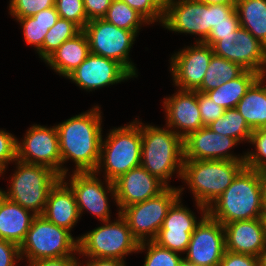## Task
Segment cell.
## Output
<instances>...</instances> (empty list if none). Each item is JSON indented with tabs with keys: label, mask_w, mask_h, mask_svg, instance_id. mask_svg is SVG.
I'll list each match as a JSON object with an SVG mask.
<instances>
[{
	"label": "cell",
	"mask_w": 266,
	"mask_h": 266,
	"mask_svg": "<svg viewBox=\"0 0 266 266\" xmlns=\"http://www.w3.org/2000/svg\"><path fill=\"white\" fill-rule=\"evenodd\" d=\"M106 141L101 142L100 159L95 173L98 174L103 160L107 191L115 200L114 181L129 170L139 167L141 162L142 137L140 122L110 131Z\"/></svg>",
	"instance_id": "5b68a950"
},
{
	"label": "cell",
	"mask_w": 266,
	"mask_h": 266,
	"mask_svg": "<svg viewBox=\"0 0 266 266\" xmlns=\"http://www.w3.org/2000/svg\"><path fill=\"white\" fill-rule=\"evenodd\" d=\"M261 219H262L263 226H264L265 233H266V206H264Z\"/></svg>",
	"instance_id": "db71d44e"
},
{
	"label": "cell",
	"mask_w": 266,
	"mask_h": 266,
	"mask_svg": "<svg viewBox=\"0 0 266 266\" xmlns=\"http://www.w3.org/2000/svg\"><path fill=\"white\" fill-rule=\"evenodd\" d=\"M82 29L73 21L58 18L44 39L42 45V59L44 61L56 51L65 41L74 38Z\"/></svg>",
	"instance_id": "1f68e13d"
},
{
	"label": "cell",
	"mask_w": 266,
	"mask_h": 266,
	"mask_svg": "<svg viewBox=\"0 0 266 266\" xmlns=\"http://www.w3.org/2000/svg\"><path fill=\"white\" fill-rule=\"evenodd\" d=\"M239 27V16L237 10H235L229 16V22H221L213 26L208 38L203 43L212 47L219 40V36L232 35V32L236 31Z\"/></svg>",
	"instance_id": "60d3db41"
},
{
	"label": "cell",
	"mask_w": 266,
	"mask_h": 266,
	"mask_svg": "<svg viewBox=\"0 0 266 266\" xmlns=\"http://www.w3.org/2000/svg\"><path fill=\"white\" fill-rule=\"evenodd\" d=\"M127 3L132 9L140 13L148 23L159 21L163 23L164 14L152 3L151 0H122Z\"/></svg>",
	"instance_id": "b9f144b4"
},
{
	"label": "cell",
	"mask_w": 266,
	"mask_h": 266,
	"mask_svg": "<svg viewBox=\"0 0 266 266\" xmlns=\"http://www.w3.org/2000/svg\"><path fill=\"white\" fill-rule=\"evenodd\" d=\"M226 250L258 257L266 245V233L261 218L224 224Z\"/></svg>",
	"instance_id": "44dd1931"
},
{
	"label": "cell",
	"mask_w": 266,
	"mask_h": 266,
	"mask_svg": "<svg viewBox=\"0 0 266 266\" xmlns=\"http://www.w3.org/2000/svg\"><path fill=\"white\" fill-rule=\"evenodd\" d=\"M182 191L183 188L167 186L157 196L131 204L119 212L139 243L146 241L147 237L150 241L156 238L169 209L180 198Z\"/></svg>",
	"instance_id": "9c48e42d"
},
{
	"label": "cell",
	"mask_w": 266,
	"mask_h": 266,
	"mask_svg": "<svg viewBox=\"0 0 266 266\" xmlns=\"http://www.w3.org/2000/svg\"><path fill=\"white\" fill-rule=\"evenodd\" d=\"M164 106L168 128L180 129L177 134L182 139L204 127L198 105V91L179 89L178 93L164 100Z\"/></svg>",
	"instance_id": "d6986e66"
},
{
	"label": "cell",
	"mask_w": 266,
	"mask_h": 266,
	"mask_svg": "<svg viewBox=\"0 0 266 266\" xmlns=\"http://www.w3.org/2000/svg\"><path fill=\"white\" fill-rule=\"evenodd\" d=\"M42 215L51 223L69 231L77 223L80 214L76 197L64 179L60 178L49 191Z\"/></svg>",
	"instance_id": "7402d4cb"
},
{
	"label": "cell",
	"mask_w": 266,
	"mask_h": 266,
	"mask_svg": "<svg viewBox=\"0 0 266 266\" xmlns=\"http://www.w3.org/2000/svg\"><path fill=\"white\" fill-rule=\"evenodd\" d=\"M90 54L86 34L81 31L74 38L65 41L45 62L57 73L67 77Z\"/></svg>",
	"instance_id": "cb8c5ba5"
},
{
	"label": "cell",
	"mask_w": 266,
	"mask_h": 266,
	"mask_svg": "<svg viewBox=\"0 0 266 266\" xmlns=\"http://www.w3.org/2000/svg\"><path fill=\"white\" fill-rule=\"evenodd\" d=\"M115 202L119 212L138 202L157 196L167 186L142 166L133 168L114 181Z\"/></svg>",
	"instance_id": "ac0fdd59"
},
{
	"label": "cell",
	"mask_w": 266,
	"mask_h": 266,
	"mask_svg": "<svg viewBox=\"0 0 266 266\" xmlns=\"http://www.w3.org/2000/svg\"><path fill=\"white\" fill-rule=\"evenodd\" d=\"M147 247V255L145 258L144 266H181V262L184 258L178 255V252L171 251L158 245L154 241L147 240L139 243V250H144Z\"/></svg>",
	"instance_id": "836d02e7"
},
{
	"label": "cell",
	"mask_w": 266,
	"mask_h": 266,
	"mask_svg": "<svg viewBox=\"0 0 266 266\" xmlns=\"http://www.w3.org/2000/svg\"><path fill=\"white\" fill-rule=\"evenodd\" d=\"M175 1L164 13V28L199 35L201 38L196 42H204L212 29L211 5L196 0Z\"/></svg>",
	"instance_id": "5bb4252c"
},
{
	"label": "cell",
	"mask_w": 266,
	"mask_h": 266,
	"mask_svg": "<svg viewBox=\"0 0 266 266\" xmlns=\"http://www.w3.org/2000/svg\"><path fill=\"white\" fill-rule=\"evenodd\" d=\"M264 78L260 76L236 106L252 130L266 128V85H262Z\"/></svg>",
	"instance_id": "d4e9b609"
},
{
	"label": "cell",
	"mask_w": 266,
	"mask_h": 266,
	"mask_svg": "<svg viewBox=\"0 0 266 266\" xmlns=\"http://www.w3.org/2000/svg\"><path fill=\"white\" fill-rule=\"evenodd\" d=\"M0 193V239L15 243L20 247L32 224L34 213Z\"/></svg>",
	"instance_id": "603a6c76"
},
{
	"label": "cell",
	"mask_w": 266,
	"mask_h": 266,
	"mask_svg": "<svg viewBox=\"0 0 266 266\" xmlns=\"http://www.w3.org/2000/svg\"><path fill=\"white\" fill-rule=\"evenodd\" d=\"M198 105L203 126H208L223 116L225 108L215 103L206 93L198 92Z\"/></svg>",
	"instance_id": "f35d334b"
},
{
	"label": "cell",
	"mask_w": 266,
	"mask_h": 266,
	"mask_svg": "<svg viewBox=\"0 0 266 266\" xmlns=\"http://www.w3.org/2000/svg\"><path fill=\"white\" fill-rule=\"evenodd\" d=\"M235 10V4H211L212 28L221 22H229V16Z\"/></svg>",
	"instance_id": "bcb514c9"
},
{
	"label": "cell",
	"mask_w": 266,
	"mask_h": 266,
	"mask_svg": "<svg viewBox=\"0 0 266 266\" xmlns=\"http://www.w3.org/2000/svg\"><path fill=\"white\" fill-rule=\"evenodd\" d=\"M17 161V170L7 192L0 193L35 215H42L51 188L61 176L50 167Z\"/></svg>",
	"instance_id": "8992f818"
},
{
	"label": "cell",
	"mask_w": 266,
	"mask_h": 266,
	"mask_svg": "<svg viewBox=\"0 0 266 266\" xmlns=\"http://www.w3.org/2000/svg\"><path fill=\"white\" fill-rule=\"evenodd\" d=\"M214 55L211 46L197 42L194 47H187L171 57L173 81L181 90L196 91Z\"/></svg>",
	"instance_id": "9a60e30c"
},
{
	"label": "cell",
	"mask_w": 266,
	"mask_h": 266,
	"mask_svg": "<svg viewBox=\"0 0 266 266\" xmlns=\"http://www.w3.org/2000/svg\"><path fill=\"white\" fill-rule=\"evenodd\" d=\"M152 3L164 14L170 7L173 0H151Z\"/></svg>",
	"instance_id": "f907efd6"
},
{
	"label": "cell",
	"mask_w": 266,
	"mask_h": 266,
	"mask_svg": "<svg viewBox=\"0 0 266 266\" xmlns=\"http://www.w3.org/2000/svg\"><path fill=\"white\" fill-rule=\"evenodd\" d=\"M240 26L266 47V0H236Z\"/></svg>",
	"instance_id": "484cf974"
},
{
	"label": "cell",
	"mask_w": 266,
	"mask_h": 266,
	"mask_svg": "<svg viewBox=\"0 0 266 266\" xmlns=\"http://www.w3.org/2000/svg\"><path fill=\"white\" fill-rule=\"evenodd\" d=\"M213 204L207 214L222 225L261 218L264 204L258 170L245 166Z\"/></svg>",
	"instance_id": "7a4b0ae2"
},
{
	"label": "cell",
	"mask_w": 266,
	"mask_h": 266,
	"mask_svg": "<svg viewBox=\"0 0 266 266\" xmlns=\"http://www.w3.org/2000/svg\"><path fill=\"white\" fill-rule=\"evenodd\" d=\"M86 34L90 53L120 63L132 76H136V67L129 61V51L137 34L118 28L103 18L88 21L82 29Z\"/></svg>",
	"instance_id": "30bf717a"
},
{
	"label": "cell",
	"mask_w": 266,
	"mask_h": 266,
	"mask_svg": "<svg viewBox=\"0 0 266 266\" xmlns=\"http://www.w3.org/2000/svg\"><path fill=\"white\" fill-rule=\"evenodd\" d=\"M85 266H125V264L124 261L119 259L91 258Z\"/></svg>",
	"instance_id": "c3c4849f"
},
{
	"label": "cell",
	"mask_w": 266,
	"mask_h": 266,
	"mask_svg": "<svg viewBox=\"0 0 266 266\" xmlns=\"http://www.w3.org/2000/svg\"><path fill=\"white\" fill-rule=\"evenodd\" d=\"M258 266H266V245L258 255Z\"/></svg>",
	"instance_id": "f5cc1de1"
},
{
	"label": "cell",
	"mask_w": 266,
	"mask_h": 266,
	"mask_svg": "<svg viewBox=\"0 0 266 266\" xmlns=\"http://www.w3.org/2000/svg\"><path fill=\"white\" fill-rule=\"evenodd\" d=\"M59 18L73 21L81 29L88 23L83 0H55Z\"/></svg>",
	"instance_id": "e575fe53"
},
{
	"label": "cell",
	"mask_w": 266,
	"mask_h": 266,
	"mask_svg": "<svg viewBox=\"0 0 266 266\" xmlns=\"http://www.w3.org/2000/svg\"><path fill=\"white\" fill-rule=\"evenodd\" d=\"M258 173L261 181L263 204L266 206V167L259 169Z\"/></svg>",
	"instance_id": "681fc988"
},
{
	"label": "cell",
	"mask_w": 266,
	"mask_h": 266,
	"mask_svg": "<svg viewBox=\"0 0 266 266\" xmlns=\"http://www.w3.org/2000/svg\"><path fill=\"white\" fill-rule=\"evenodd\" d=\"M260 76L261 75L255 71L245 70L237 78L206 92V94L210 96L215 103L225 109L236 108L237 103Z\"/></svg>",
	"instance_id": "4316f807"
},
{
	"label": "cell",
	"mask_w": 266,
	"mask_h": 266,
	"mask_svg": "<svg viewBox=\"0 0 266 266\" xmlns=\"http://www.w3.org/2000/svg\"><path fill=\"white\" fill-rule=\"evenodd\" d=\"M88 20L102 19L111 5L112 0H83Z\"/></svg>",
	"instance_id": "f6af8a7d"
},
{
	"label": "cell",
	"mask_w": 266,
	"mask_h": 266,
	"mask_svg": "<svg viewBox=\"0 0 266 266\" xmlns=\"http://www.w3.org/2000/svg\"><path fill=\"white\" fill-rule=\"evenodd\" d=\"M20 256L26 254L28 260H41L73 256L78 253V239L69 230L51 223L43 215H36L20 245Z\"/></svg>",
	"instance_id": "52a82bcc"
},
{
	"label": "cell",
	"mask_w": 266,
	"mask_h": 266,
	"mask_svg": "<svg viewBox=\"0 0 266 266\" xmlns=\"http://www.w3.org/2000/svg\"><path fill=\"white\" fill-rule=\"evenodd\" d=\"M245 161L184 160L181 179L187 182L203 214L231 185Z\"/></svg>",
	"instance_id": "3957f363"
},
{
	"label": "cell",
	"mask_w": 266,
	"mask_h": 266,
	"mask_svg": "<svg viewBox=\"0 0 266 266\" xmlns=\"http://www.w3.org/2000/svg\"><path fill=\"white\" fill-rule=\"evenodd\" d=\"M238 143L236 139L204 126L183 139L184 160L245 161V155L240 158L227 152Z\"/></svg>",
	"instance_id": "e0dca14e"
},
{
	"label": "cell",
	"mask_w": 266,
	"mask_h": 266,
	"mask_svg": "<svg viewBox=\"0 0 266 266\" xmlns=\"http://www.w3.org/2000/svg\"><path fill=\"white\" fill-rule=\"evenodd\" d=\"M59 14L55 6L44 9L32 17L16 18L22 24L27 44L34 45L42 58V45L48 30L56 24Z\"/></svg>",
	"instance_id": "83f0119b"
},
{
	"label": "cell",
	"mask_w": 266,
	"mask_h": 266,
	"mask_svg": "<svg viewBox=\"0 0 266 266\" xmlns=\"http://www.w3.org/2000/svg\"><path fill=\"white\" fill-rule=\"evenodd\" d=\"M181 266H199V265L191 263V262L187 261L186 259H183L181 262Z\"/></svg>",
	"instance_id": "11a10c76"
},
{
	"label": "cell",
	"mask_w": 266,
	"mask_h": 266,
	"mask_svg": "<svg viewBox=\"0 0 266 266\" xmlns=\"http://www.w3.org/2000/svg\"><path fill=\"white\" fill-rule=\"evenodd\" d=\"M192 233L193 232H169V230H159L153 241L171 251L186 252Z\"/></svg>",
	"instance_id": "74e56055"
},
{
	"label": "cell",
	"mask_w": 266,
	"mask_h": 266,
	"mask_svg": "<svg viewBox=\"0 0 266 266\" xmlns=\"http://www.w3.org/2000/svg\"><path fill=\"white\" fill-rule=\"evenodd\" d=\"M28 266H80L74 256H66L59 258L28 260Z\"/></svg>",
	"instance_id": "7dc6e473"
},
{
	"label": "cell",
	"mask_w": 266,
	"mask_h": 266,
	"mask_svg": "<svg viewBox=\"0 0 266 266\" xmlns=\"http://www.w3.org/2000/svg\"><path fill=\"white\" fill-rule=\"evenodd\" d=\"M201 218L191 234L184 259L199 266H219L226 251L224 226L208 214Z\"/></svg>",
	"instance_id": "4fadbf2b"
},
{
	"label": "cell",
	"mask_w": 266,
	"mask_h": 266,
	"mask_svg": "<svg viewBox=\"0 0 266 266\" xmlns=\"http://www.w3.org/2000/svg\"><path fill=\"white\" fill-rule=\"evenodd\" d=\"M246 69L240 64L213 55L201 86L196 90L206 93L240 76Z\"/></svg>",
	"instance_id": "f1b7e54d"
},
{
	"label": "cell",
	"mask_w": 266,
	"mask_h": 266,
	"mask_svg": "<svg viewBox=\"0 0 266 266\" xmlns=\"http://www.w3.org/2000/svg\"><path fill=\"white\" fill-rule=\"evenodd\" d=\"M10 14L15 18L32 17L55 6V0H10Z\"/></svg>",
	"instance_id": "8d00e7d4"
},
{
	"label": "cell",
	"mask_w": 266,
	"mask_h": 266,
	"mask_svg": "<svg viewBox=\"0 0 266 266\" xmlns=\"http://www.w3.org/2000/svg\"><path fill=\"white\" fill-rule=\"evenodd\" d=\"M212 49L214 55L266 76V47L241 26L232 35L219 36Z\"/></svg>",
	"instance_id": "7c38bea8"
},
{
	"label": "cell",
	"mask_w": 266,
	"mask_h": 266,
	"mask_svg": "<svg viewBox=\"0 0 266 266\" xmlns=\"http://www.w3.org/2000/svg\"><path fill=\"white\" fill-rule=\"evenodd\" d=\"M17 139L10 133L0 130V175L6 164L17 160Z\"/></svg>",
	"instance_id": "ab89813d"
},
{
	"label": "cell",
	"mask_w": 266,
	"mask_h": 266,
	"mask_svg": "<svg viewBox=\"0 0 266 266\" xmlns=\"http://www.w3.org/2000/svg\"><path fill=\"white\" fill-rule=\"evenodd\" d=\"M208 5L211 4H235L236 0H196Z\"/></svg>",
	"instance_id": "816d5d0a"
},
{
	"label": "cell",
	"mask_w": 266,
	"mask_h": 266,
	"mask_svg": "<svg viewBox=\"0 0 266 266\" xmlns=\"http://www.w3.org/2000/svg\"><path fill=\"white\" fill-rule=\"evenodd\" d=\"M100 181L95 172L74 171L70 183L67 184L75 194L80 215L84 209H87L101 221L106 222L110 220L108 197L106 196L108 192Z\"/></svg>",
	"instance_id": "ffe728a7"
},
{
	"label": "cell",
	"mask_w": 266,
	"mask_h": 266,
	"mask_svg": "<svg viewBox=\"0 0 266 266\" xmlns=\"http://www.w3.org/2000/svg\"><path fill=\"white\" fill-rule=\"evenodd\" d=\"M141 125L142 123H140L142 137L140 166L169 186L167 181L175 170L179 177H182L183 139L177 131Z\"/></svg>",
	"instance_id": "277c9868"
},
{
	"label": "cell",
	"mask_w": 266,
	"mask_h": 266,
	"mask_svg": "<svg viewBox=\"0 0 266 266\" xmlns=\"http://www.w3.org/2000/svg\"><path fill=\"white\" fill-rule=\"evenodd\" d=\"M180 203L179 198L171 206L159 230H169V232H193L195 230L200 221L197 222L195 215Z\"/></svg>",
	"instance_id": "d6a6232c"
},
{
	"label": "cell",
	"mask_w": 266,
	"mask_h": 266,
	"mask_svg": "<svg viewBox=\"0 0 266 266\" xmlns=\"http://www.w3.org/2000/svg\"><path fill=\"white\" fill-rule=\"evenodd\" d=\"M103 19L118 28L133 31L136 34L143 22L150 24L140 13L122 0H112Z\"/></svg>",
	"instance_id": "4dcf8cb0"
},
{
	"label": "cell",
	"mask_w": 266,
	"mask_h": 266,
	"mask_svg": "<svg viewBox=\"0 0 266 266\" xmlns=\"http://www.w3.org/2000/svg\"><path fill=\"white\" fill-rule=\"evenodd\" d=\"M219 266H258V257L226 250Z\"/></svg>",
	"instance_id": "7bdbcfd3"
},
{
	"label": "cell",
	"mask_w": 266,
	"mask_h": 266,
	"mask_svg": "<svg viewBox=\"0 0 266 266\" xmlns=\"http://www.w3.org/2000/svg\"><path fill=\"white\" fill-rule=\"evenodd\" d=\"M133 76L118 62L89 54L67 78L86 90L117 84Z\"/></svg>",
	"instance_id": "2e32d148"
},
{
	"label": "cell",
	"mask_w": 266,
	"mask_h": 266,
	"mask_svg": "<svg viewBox=\"0 0 266 266\" xmlns=\"http://www.w3.org/2000/svg\"><path fill=\"white\" fill-rule=\"evenodd\" d=\"M17 159L30 164L50 167L65 179L68 169L61 167V154L56 126H32L24 140H17Z\"/></svg>",
	"instance_id": "8fae6325"
},
{
	"label": "cell",
	"mask_w": 266,
	"mask_h": 266,
	"mask_svg": "<svg viewBox=\"0 0 266 266\" xmlns=\"http://www.w3.org/2000/svg\"><path fill=\"white\" fill-rule=\"evenodd\" d=\"M118 220L104 222L89 233L78 237V252L88 258L123 260L124 255L138 251L139 242L132 236L126 220L118 213Z\"/></svg>",
	"instance_id": "ba28073f"
},
{
	"label": "cell",
	"mask_w": 266,
	"mask_h": 266,
	"mask_svg": "<svg viewBox=\"0 0 266 266\" xmlns=\"http://www.w3.org/2000/svg\"><path fill=\"white\" fill-rule=\"evenodd\" d=\"M256 146L257 152H247L245 165L248 168L259 170L266 167V128L252 131L250 141Z\"/></svg>",
	"instance_id": "d590c367"
},
{
	"label": "cell",
	"mask_w": 266,
	"mask_h": 266,
	"mask_svg": "<svg viewBox=\"0 0 266 266\" xmlns=\"http://www.w3.org/2000/svg\"><path fill=\"white\" fill-rule=\"evenodd\" d=\"M15 259L21 260L19 246L0 239V266H15Z\"/></svg>",
	"instance_id": "ee69618b"
},
{
	"label": "cell",
	"mask_w": 266,
	"mask_h": 266,
	"mask_svg": "<svg viewBox=\"0 0 266 266\" xmlns=\"http://www.w3.org/2000/svg\"><path fill=\"white\" fill-rule=\"evenodd\" d=\"M208 127L213 132L236 139L239 143L241 140L249 142L253 131L236 108L225 109L223 116L217 118Z\"/></svg>",
	"instance_id": "f546056e"
},
{
	"label": "cell",
	"mask_w": 266,
	"mask_h": 266,
	"mask_svg": "<svg viewBox=\"0 0 266 266\" xmlns=\"http://www.w3.org/2000/svg\"><path fill=\"white\" fill-rule=\"evenodd\" d=\"M101 112L95 106L56 125L61 166L66 160L75 162V172H95L99 164L102 142Z\"/></svg>",
	"instance_id": "6da1fadb"
}]
</instances>
